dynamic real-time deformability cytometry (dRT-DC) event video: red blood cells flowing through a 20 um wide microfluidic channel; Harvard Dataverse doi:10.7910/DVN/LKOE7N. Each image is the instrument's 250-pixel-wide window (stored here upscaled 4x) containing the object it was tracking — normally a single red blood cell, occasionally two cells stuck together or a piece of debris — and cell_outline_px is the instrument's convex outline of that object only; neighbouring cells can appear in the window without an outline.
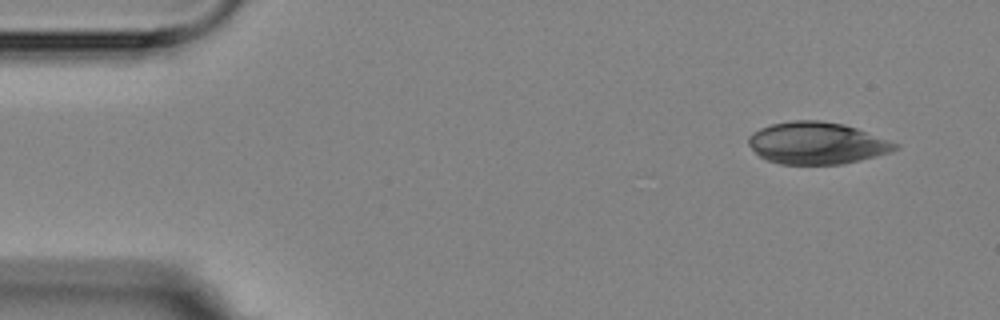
{"species": "Egyptian fruit bat (a non-hibernating species)", "species_latin": "Rousettus aegyptiacus", "temperature_condition": "room temperature", "stored_images_in_passage": 4, "camera_frame_rate_fps": 3000, "um_per_image_px": 0.085, "animal": {"sex": "female"}, "frame": {"image": 1, "passage_image": 1, "time_ms": 0.0, "image_size_px": [1000, 320], "cell_outline_px": [[900, 148], [892, 152], [844, 164], [780, 164], [768, 160], [760, 156], [748, 144], [748, 136], [752, 132], [760, 128], [772, 124], [792, 120], [820, 120], [844, 124], [856, 128], [900, 144]], "centroid_in_image_um": [69.45, 12.16], "position_along_channel_um": 15.5, "area_um2": 35.95}}